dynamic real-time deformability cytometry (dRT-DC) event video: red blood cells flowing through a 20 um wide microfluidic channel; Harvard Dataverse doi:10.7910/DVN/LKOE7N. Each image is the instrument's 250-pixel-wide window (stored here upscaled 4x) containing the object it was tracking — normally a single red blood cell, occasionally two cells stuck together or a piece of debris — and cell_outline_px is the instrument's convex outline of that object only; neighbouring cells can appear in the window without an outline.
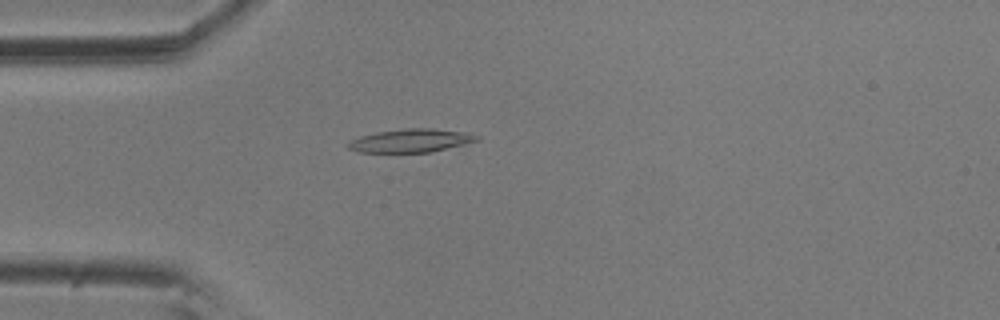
{"species": "common noctule bat (a hibernating species)", "species_latin": "Nyctalus noctula", "temperature_condition": "room temperature", "stored_images_in_passage": 9, "camera_frame_rate_fps": 3000, "um_per_image_px": 0.085, "animal": {"sex": "male", "body_mass_g": 20.5, "forearm_length_mm": 52.5}, "frame": {"image": 1, "passage_image": 6, "time_ms": 1.667, "image_size_px": [1000, 320], "cell_outline_px": [[480, 140], [432, 152], [356, 152], [348, 148], [344, 144], [360, 136], [376, 132], [404, 128], [432, 128], [464, 132], [480, 136]], "centroid_in_image_um": [34.9, 11.95], "position_along_channel_um": 50.1, "area_um2": 17.57}}